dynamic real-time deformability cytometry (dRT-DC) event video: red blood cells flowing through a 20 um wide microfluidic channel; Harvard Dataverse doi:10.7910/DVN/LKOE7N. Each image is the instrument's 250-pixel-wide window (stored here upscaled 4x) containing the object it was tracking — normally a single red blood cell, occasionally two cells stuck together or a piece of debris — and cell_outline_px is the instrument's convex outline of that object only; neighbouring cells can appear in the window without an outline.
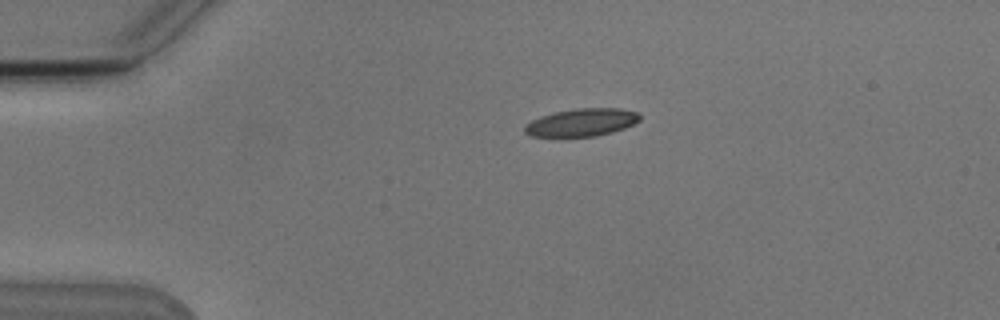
{"species": "Egyptian fruit bat (a non-hibernating species)", "species_latin": "Rousettus aegyptiacus", "temperature_condition": "cold", "stored_images_in_passage": 5, "segment_of_instrument_passage": [1, 2], "camera_frame_rate_fps": 3000, "um_per_image_px": 0.085, "animal": {"sex": "male"}, "frame": {"image": 1, "passage_image": 2, "time_ms": 1.0, "image_size_px": [1000, 320], "cell_outline_px": [[640, 120], [624, 128], [612, 132], [596, 136], [532, 136], [524, 132], [524, 124], [540, 116], [552, 112], [576, 108], [620, 108], [636, 112], [640, 116]], "centroid_in_image_um": [49.41, 10.39], "position_along_channel_um": 35.6, "area_um2": 18.55}}